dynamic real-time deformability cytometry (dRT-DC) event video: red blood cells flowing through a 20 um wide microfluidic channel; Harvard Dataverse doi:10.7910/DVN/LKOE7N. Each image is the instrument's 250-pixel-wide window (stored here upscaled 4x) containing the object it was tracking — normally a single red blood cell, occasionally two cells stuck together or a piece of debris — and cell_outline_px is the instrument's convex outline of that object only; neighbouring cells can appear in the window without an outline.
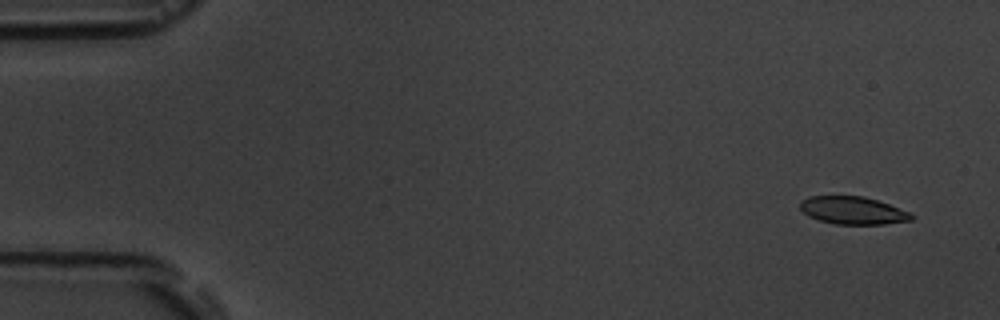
{"species": "common noctule bat (a hibernating species)", "species_latin": "Nyctalus noctula", "temperature_condition": "room temperature", "stored_images_in_passage": 5, "camera_frame_rate_fps": 3000, "um_per_image_px": 0.085, "animal": {"sex": "male", "body_mass_g": 19.5, "forearm_length_mm": 54.6}, "frame": {"image": 1, "passage_image": 1, "time_ms": 0.0, "image_size_px": [1000, 320], "cell_outline_px": [[912, 220], [884, 224], [836, 224], [820, 220], [808, 216], [800, 208], [800, 200], [808, 196], [864, 196], [912, 212]], "centroid_in_image_um": [72.48, 17.88], "position_along_channel_um": 12.5, "area_um2": 17.92}}
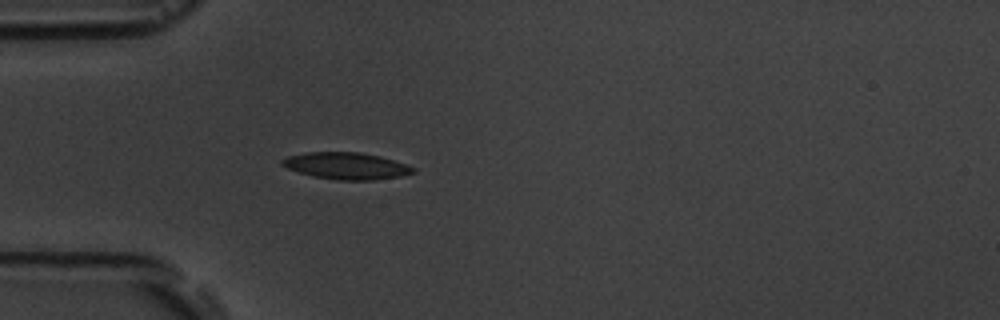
{"frame": {"image": 2, "passage_image": 5, "time_ms": 4.333, "image_size_px": [1000, 320], "cell_outline_px": [[416, 172], [400, 176], [372, 180], [336, 180], [312, 176], [288, 168], [280, 164], [280, 160], [288, 156], [304, 152], [360, 152], [380, 156], [416, 168]], "centroid_in_image_um": [29.41, 14.09], "position_along_channel_um": 55.6, "area_um2": 20.4}}